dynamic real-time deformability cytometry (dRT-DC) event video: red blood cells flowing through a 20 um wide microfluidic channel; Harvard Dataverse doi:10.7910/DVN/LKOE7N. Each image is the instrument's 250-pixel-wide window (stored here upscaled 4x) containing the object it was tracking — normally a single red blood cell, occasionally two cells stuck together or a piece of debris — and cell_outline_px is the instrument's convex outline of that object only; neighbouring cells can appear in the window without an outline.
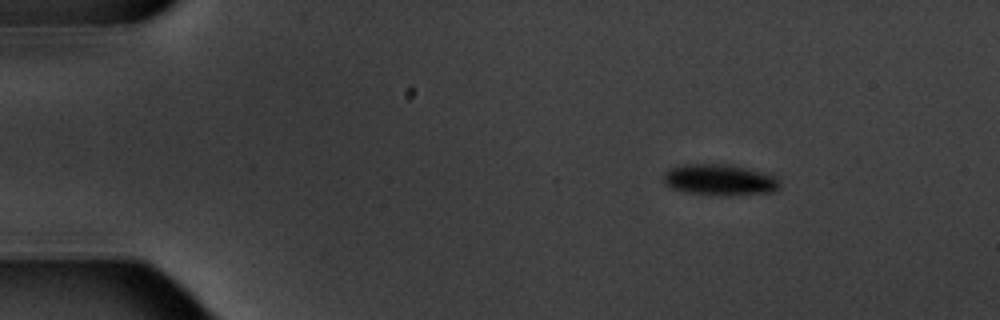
{"species": "common noctule bat (a hibernating species)", "species_latin": "Nyctalus noctula", "temperature_condition": "warm", "stored_images_in_passage": 5, "camera_frame_rate_fps": 3000, "um_per_image_px": 0.085, "animal": {"sex": "male", "body_mass_g": 20.1, "forearm_length_mm": 53.5}, "frame": {"image": 1, "passage_image": 1, "time_ms": 0.0, "image_size_px": [1000, 320], "cell_outline_px": [[780, 188], [772, 192], [692, 192], [672, 188], [664, 180], [664, 172], [668, 168], [684, 164], [732, 164], [748, 168], [776, 176], [780, 180]], "centroid_in_image_um": [61.18, 15.2], "position_along_channel_um": 23.8, "area_um2": 19.94}}
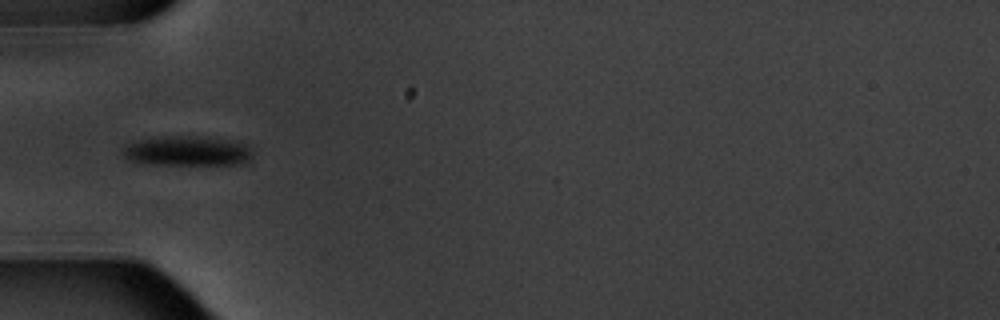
{"frame": {"image": 2, "passage_image": 4, "time_ms": 3.667, "image_size_px": [1000, 320], "cell_outline_px": [[252, 156], [248, 160], [240, 164], [148, 164], [132, 160], [124, 156], [124, 148], [132, 144], [144, 140], [176, 136], [188, 136], [220, 140], [248, 144], [252, 152]], "centroid_in_image_um": [15.99, 12.86], "position_along_channel_um": 69.0, "area_um2": 21.44}}